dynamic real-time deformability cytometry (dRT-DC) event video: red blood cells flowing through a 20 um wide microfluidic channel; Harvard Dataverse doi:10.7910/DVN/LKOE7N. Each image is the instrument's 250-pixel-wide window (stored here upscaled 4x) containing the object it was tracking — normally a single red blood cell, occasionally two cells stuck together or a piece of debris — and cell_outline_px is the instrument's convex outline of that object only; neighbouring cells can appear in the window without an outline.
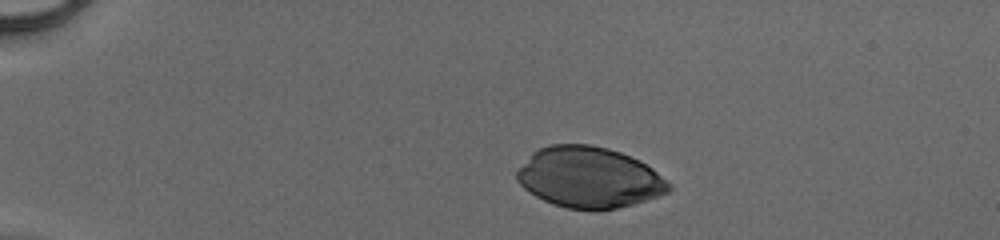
{"species": "human", "species_latin": "Homo sapiens", "temperature_condition": "cold", "stored_images_in_passage": 31, "camera_frame_rate_fps": 3000, "um_per_image_px": 0.085, "donor": {"sex": "male"}, "frame": {"image": 1, "passage_image": 1, "time_ms": 0.0, "image_size_px": [1000, 240], "cell_outline_px": [[672, 188], [668, 192], [632, 204], [616, 208], [568, 208], [552, 204], [528, 192], [516, 180], [516, 172], [532, 152], [548, 144], [592, 144], [608, 148], [620, 152], [640, 160], [652, 168], [668, 180], [672, 184]], "centroid_in_image_um": [50.07, 15.05], "position_along_channel_um": 34.9, "area_um2": 53.58}}
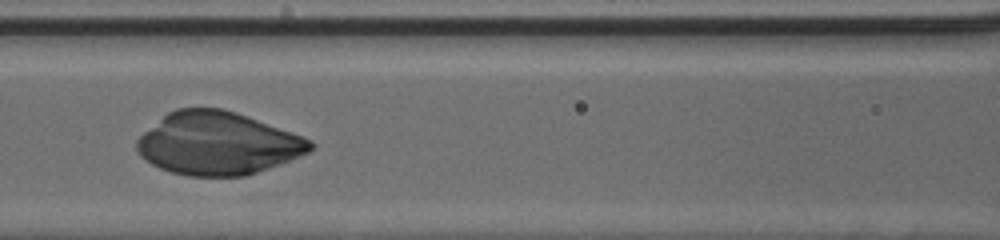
{"frame": {"image": 2, "passage_image": 14, "time_ms": 4.333, "image_size_px": [1000, 240], "cell_outline_px": [[316, 144], [308, 152], [288, 160], [256, 172], [244, 176], [188, 176], [172, 172], [160, 168], [152, 164], [140, 156], [136, 148], [136, 140], [144, 132], [168, 112], [176, 108], [220, 108], [236, 112], [312, 140]], "centroid_in_image_um": [18.47, 12.19], "position_along_channel_um": 148.1, "area_um2": 62.77}}